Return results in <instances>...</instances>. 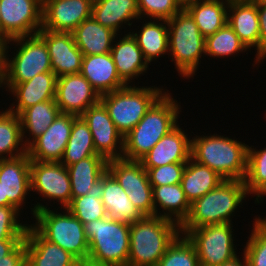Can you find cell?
<instances>
[{"mask_svg":"<svg viewBox=\"0 0 266 266\" xmlns=\"http://www.w3.org/2000/svg\"><path fill=\"white\" fill-rule=\"evenodd\" d=\"M169 90L145 113L140 122L124 137L123 156L139 161L153 146L178 124L181 102Z\"/></svg>","mask_w":266,"mask_h":266,"instance_id":"6da1fadb","label":"cell"},{"mask_svg":"<svg viewBox=\"0 0 266 266\" xmlns=\"http://www.w3.org/2000/svg\"><path fill=\"white\" fill-rule=\"evenodd\" d=\"M31 204V215L35 222L31 224L46 240L57 244L73 255L81 264H86L89 256V241L84 224L67 208H58L48 202ZM60 208V209H59ZM56 209V210H55ZM61 210L60 212H57ZM56 211V212H55ZM63 211V212H62Z\"/></svg>","mask_w":266,"mask_h":266,"instance_id":"7a4b0ae2","label":"cell"},{"mask_svg":"<svg viewBox=\"0 0 266 266\" xmlns=\"http://www.w3.org/2000/svg\"><path fill=\"white\" fill-rule=\"evenodd\" d=\"M236 137L217 133L191 139V158L208 166L225 180H243L247 173L248 145Z\"/></svg>","mask_w":266,"mask_h":266,"instance_id":"3957f363","label":"cell"},{"mask_svg":"<svg viewBox=\"0 0 266 266\" xmlns=\"http://www.w3.org/2000/svg\"><path fill=\"white\" fill-rule=\"evenodd\" d=\"M180 234V225L156 215L131 223L127 266H156Z\"/></svg>","mask_w":266,"mask_h":266,"instance_id":"277c9868","label":"cell"},{"mask_svg":"<svg viewBox=\"0 0 266 266\" xmlns=\"http://www.w3.org/2000/svg\"><path fill=\"white\" fill-rule=\"evenodd\" d=\"M248 196L243 180H224L191 204L189 216L180 226L181 234L205 225L233 223L235 211L243 208Z\"/></svg>","mask_w":266,"mask_h":266,"instance_id":"5b68a950","label":"cell"},{"mask_svg":"<svg viewBox=\"0 0 266 266\" xmlns=\"http://www.w3.org/2000/svg\"><path fill=\"white\" fill-rule=\"evenodd\" d=\"M89 241V266H127L130 224L109 216L84 224Z\"/></svg>","mask_w":266,"mask_h":266,"instance_id":"8992f818","label":"cell"},{"mask_svg":"<svg viewBox=\"0 0 266 266\" xmlns=\"http://www.w3.org/2000/svg\"><path fill=\"white\" fill-rule=\"evenodd\" d=\"M168 46L170 60L181 78H193L205 56L206 38L191 15L183 8L169 20ZM203 54V55H202ZM202 57V58H201Z\"/></svg>","mask_w":266,"mask_h":266,"instance_id":"52a82bcc","label":"cell"},{"mask_svg":"<svg viewBox=\"0 0 266 266\" xmlns=\"http://www.w3.org/2000/svg\"><path fill=\"white\" fill-rule=\"evenodd\" d=\"M167 91L161 86L127 85L100 96L115 127L125 137L151 106Z\"/></svg>","mask_w":266,"mask_h":266,"instance_id":"ba28073f","label":"cell"},{"mask_svg":"<svg viewBox=\"0 0 266 266\" xmlns=\"http://www.w3.org/2000/svg\"><path fill=\"white\" fill-rule=\"evenodd\" d=\"M4 44V84L24 83L38 74L52 72L47 46L38 34L13 38ZM10 45H15L12 52Z\"/></svg>","mask_w":266,"mask_h":266,"instance_id":"9c48e42d","label":"cell"},{"mask_svg":"<svg viewBox=\"0 0 266 266\" xmlns=\"http://www.w3.org/2000/svg\"><path fill=\"white\" fill-rule=\"evenodd\" d=\"M233 227L232 223L212 224L184 234L195 246L200 266H218L238 256Z\"/></svg>","mask_w":266,"mask_h":266,"instance_id":"30bf717a","label":"cell"},{"mask_svg":"<svg viewBox=\"0 0 266 266\" xmlns=\"http://www.w3.org/2000/svg\"><path fill=\"white\" fill-rule=\"evenodd\" d=\"M107 171L125 190L143 216H154L152 186L140 161L117 158L108 160Z\"/></svg>","mask_w":266,"mask_h":266,"instance_id":"8fae6325","label":"cell"},{"mask_svg":"<svg viewBox=\"0 0 266 266\" xmlns=\"http://www.w3.org/2000/svg\"><path fill=\"white\" fill-rule=\"evenodd\" d=\"M39 0H0V41L37 34L42 28Z\"/></svg>","mask_w":266,"mask_h":266,"instance_id":"7c38bea8","label":"cell"},{"mask_svg":"<svg viewBox=\"0 0 266 266\" xmlns=\"http://www.w3.org/2000/svg\"><path fill=\"white\" fill-rule=\"evenodd\" d=\"M31 192L42 196L40 201L58 202L61 208H66L71 202V184L66 166L60 162H40L31 160L30 163ZM44 198V200H43ZM57 201V202H55Z\"/></svg>","mask_w":266,"mask_h":266,"instance_id":"4fadbf2b","label":"cell"},{"mask_svg":"<svg viewBox=\"0 0 266 266\" xmlns=\"http://www.w3.org/2000/svg\"><path fill=\"white\" fill-rule=\"evenodd\" d=\"M81 117L92 133L96 153L106 160L122 158L124 137L115 127L104 104L99 101L89 107Z\"/></svg>","mask_w":266,"mask_h":266,"instance_id":"5bb4252c","label":"cell"},{"mask_svg":"<svg viewBox=\"0 0 266 266\" xmlns=\"http://www.w3.org/2000/svg\"><path fill=\"white\" fill-rule=\"evenodd\" d=\"M93 0H46L42 9V28L72 33L91 17Z\"/></svg>","mask_w":266,"mask_h":266,"instance_id":"9a60e30c","label":"cell"},{"mask_svg":"<svg viewBox=\"0 0 266 266\" xmlns=\"http://www.w3.org/2000/svg\"><path fill=\"white\" fill-rule=\"evenodd\" d=\"M56 103L61 113L81 116L89 107L100 101L99 93L81 74L57 77Z\"/></svg>","mask_w":266,"mask_h":266,"instance_id":"2e32d148","label":"cell"},{"mask_svg":"<svg viewBox=\"0 0 266 266\" xmlns=\"http://www.w3.org/2000/svg\"><path fill=\"white\" fill-rule=\"evenodd\" d=\"M76 117L74 114L60 113L47 130L27 147L30 160L60 162Z\"/></svg>","mask_w":266,"mask_h":266,"instance_id":"e0dca14e","label":"cell"},{"mask_svg":"<svg viewBox=\"0 0 266 266\" xmlns=\"http://www.w3.org/2000/svg\"><path fill=\"white\" fill-rule=\"evenodd\" d=\"M37 34L45 41L52 72L57 77L81 72L84 55L75 44L72 33L41 29Z\"/></svg>","mask_w":266,"mask_h":266,"instance_id":"ac0fdd59","label":"cell"},{"mask_svg":"<svg viewBox=\"0 0 266 266\" xmlns=\"http://www.w3.org/2000/svg\"><path fill=\"white\" fill-rule=\"evenodd\" d=\"M30 163L27 153L0 160V182L3 184L4 198H8L9 206L20 212L26 206V198L31 191Z\"/></svg>","mask_w":266,"mask_h":266,"instance_id":"d6986e66","label":"cell"},{"mask_svg":"<svg viewBox=\"0 0 266 266\" xmlns=\"http://www.w3.org/2000/svg\"><path fill=\"white\" fill-rule=\"evenodd\" d=\"M227 23L250 52L257 50L252 66H259L258 0H229Z\"/></svg>","mask_w":266,"mask_h":266,"instance_id":"ffe728a7","label":"cell"},{"mask_svg":"<svg viewBox=\"0 0 266 266\" xmlns=\"http://www.w3.org/2000/svg\"><path fill=\"white\" fill-rule=\"evenodd\" d=\"M178 124L164 135L139 161L145 169L170 163H187L191 158V137Z\"/></svg>","mask_w":266,"mask_h":266,"instance_id":"44dd1931","label":"cell"},{"mask_svg":"<svg viewBox=\"0 0 266 266\" xmlns=\"http://www.w3.org/2000/svg\"><path fill=\"white\" fill-rule=\"evenodd\" d=\"M57 76L54 72L38 74L29 81L19 84H4L7 93L14 96L8 110L19 115L37 103L55 99ZM16 103V104H15Z\"/></svg>","mask_w":266,"mask_h":266,"instance_id":"7402d4cb","label":"cell"},{"mask_svg":"<svg viewBox=\"0 0 266 266\" xmlns=\"http://www.w3.org/2000/svg\"><path fill=\"white\" fill-rule=\"evenodd\" d=\"M124 31V35L121 33L115 37L110 54L119 77L127 85H131L132 82L135 85L133 80L144 76L148 72L150 64L144 58L136 40L128 32L129 30Z\"/></svg>","mask_w":266,"mask_h":266,"instance_id":"603a6c76","label":"cell"},{"mask_svg":"<svg viewBox=\"0 0 266 266\" xmlns=\"http://www.w3.org/2000/svg\"><path fill=\"white\" fill-rule=\"evenodd\" d=\"M27 266H79L81 263L63 248L46 240L31 224L25 235Z\"/></svg>","mask_w":266,"mask_h":266,"instance_id":"cb8c5ba5","label":"cell"},{"mask_svg":"<svg viewBox=\"0 0 266 266\" xmlns=\"http://www.w3.org/2000/svg\"><path fill=\"white\" fill-rule=\"evenodd\" d=\"M80 73L100 96L127 86L119 77L110 53L84 55Z\"/></svg>","mask_w":266,"mask_h":266,"instance_id":"d4e9b609","label":"cell"},{"mask_svg":"<svg viewBox=\"0 0 266 266\" xmlns=\"http://www.w3.org/2000/svg\"><path fill=\"white\" fill-rule=\"evenodd\" d=\"M91 16L117 34L140 21L137 0H93Z\"/></svg>","mask_w":266,"mask_h":266,"instance_id":"484cf974","label":"cell"},{"mask_svg":"<svg viewBox=\"0 0 266 266\" xmlns=\"http://www.w3.org/2000/svg\"><path fill=\"white\" fill-rule=\"evenodd\" d=\"M152 196L154 215L169 219L180 226L188 218L191 204L186 199L181 183L152 186Z\"/></svg>","mask_w":266,"mask_h":266,"instance_id":"4316f807","label":"cell"},{"mask_svg":"<svg viewBox=\"0 0 266 266\" xmlns=\"http://www.w3.org/2000/svg\"><path fill=\"white\" fill-rule=\"evenodd\" d=\"M140 20H143L141 28L134 31L129 29V33L136 40L144 58L151 65V62H156L159 57L169 54L168 24L167 20L163 19L140 18Z\"/></svg>","mask_w":266,"mask_h":266,"instance_id":"83f0119b","label":"cell"},{"mask_svg":"<svg viewBox=\"0 0 266 266\" xmlns=\"http://www.w3.org/2000/svg\"><path fill=\"white\" fill-rule=\"evenodd\" d=\"M102 202L107 216L127 224L135 223L143 217L132 204L125 190L108 172L103 175Z\"/></svg>","mask_w":266,"mask_h":266,"instance_id":"f1b7e54d","label":"cell"},{"mask_svg":"<svg viewBox=\"0 0 266 266\" xmlns=\"http://www.w3.org/2000/svg\"><path fill=\"white\" fill-rule=\"evenodd\" d=\"M72 34L83 55L110 53L113 41L119 35L99 24L92 16L75 28Z\"/></svg>","mask_w":266,"mask_h":266,"instance_id":"f546056e","label":"cell"},{"mask_svg":"<svg viewBox=\"0 0 266 266\" xmlns=\"http://www.w3.org/2000/svg\"><path fill=\"white\" fill-rule=\"evenodd\" d=\"M60 113L55 99L37 103L23 110L19 114V119L24 145L28 147L37 137L44 133Z\"/></svg>","mask_w":266,"mask_h":266,"instance_id":"4dcf8cb0","label":"cell"},{"mask_svg":"<svg viewBox=\"0 0 266 266\" xmlns=\"http://www.w3.org/2000/svg\"><path fill=\"white\" fill-rule=\"evenodd\" d=\"M224 180L208 166L190 158L183 171L181 186L186 199L192 204L196 199L218 187Z\"/></svg>","mask_w":266,"mask_h":266,"instance_id":"1f68e13d","label":"cell"},{"mask_svg":"<svg viewBox=\"0 0 266 266\" xmlns=\"http://www.w3.org/2000/svg\"><path fill=\"white\" fill-rule=\"evenodd\" d=\"M229 0H198L184 9L194 19L200 33L206 38L227 23Z\"/></svg>","mask_w":266,"mask_h":266,"instance_id":"d6a6232c","label":"cell"},{"mask_svg":"<svg viewBox=\"0 0 266 266\" xmlns=\"http://www.w3.org/2000/svg\"><path fill=\"white\" fill-rule=\"evenodd\" d=\"M107 164L108 160L97 154L66 167L70 177L72 198L86 195L93 184L106 173Z\"/></svg>","mask_w":266,"mask_h":266,"instance_id":"836d02e7","label":"cell"},{"mask_svg":"<svg viewBox=\"0 0 266 266\" xmlns=\"http://www.w3.org/2000/svg\"><path fill=\"white\" fill-rule=\"evenodd\" d=\"M97 155L92 133L81 116L74 119L70 137L60 163L68 167L80 160Z\"/></svg>","mask_w":266,"mask_h":266,"instance_id":"e575fe53","label":"cell"},{"mask_svg":"<svg viewBox=\"0 0 266 266\" xmlns=\"http://www.w3.org/2000/svg\"><path fill=\"white\" fill-rule=\"evenodd\" d=\"M27 153L22 140L19 115L7 108L0 110V160L15 158Z\"/></svg>","mask_w":266,"mask_h":266,"instance_id":"d590c367","label":"cell"},{"mask_svg":"<svg viewBox=\"0 0 266 266\" xmlns=\"http://www.w3.org/2000/svg\"><path fill=\"white\" fill-rule=\"evenodd\" d=\"M249 146L247 149V173L244 179L248 195L255 198V204H261L266 195V147L256 149ZM254 195V196H253Z\"/></svg>","mask_w":266,"mask_h":266,"instance_id":"8d00e7d4","label":"cell"},{"mask_svg":"<svg viewBox=\"0 0 266 266\" xmlns=\"http://www.w3.org/2000/svg\"><path fill=\"white\" fill-rule=\"evenodd\" d=\"M103 176L93 184L92 188L84 196L71 198L66 207L83 224L102 219L107 216L102 202Z\"/></svg>","mask_w":266,"mask_h":266,"instance_id":"74e56055","label":"cell"},{"mask_svg":"<svg viewBox=\"0 0 266 266\" xmlns=\"http://www.w3.org/2000/svg\"><path fill=\"white\" fill-rule=\"evenodd\" d=\"M249 51L246 46L240 41L234 30L226 23L222 28L214 34L206 37L205 55L208 57L225 58L238 53ZM216 57V58H215Z\"/></svg>","mask_w":266,"mask_h":266,"instance_id":"f35d334b","label":"cell"},{"mask_svg":"<svg viewBox=\"0 0 266 266\" xmlns=\"http://www.w3.org/2000/svg\"><path fill=\"white\" fill-rule=\"evenodd\" d=\"M156 266H200L193 243L180 234L168 247Z\"/></svg>","mask_w":266,"mask_h":266,"instance_id":"ab89813d","label":"cell"},{"mask_svg":"<svg viewBox=\"0 0 266 266\" xmlns=\"http://www.w3.org/2000/svg\"><path fill=\"white\" fill-rule=\"evenodd\" d=\"M251 234L243 250L249 266H266V227L253 218Z\"/></svg>","mask_w":266,"mask_h":266,"instance_id":"60d3db41","label":"cell"},{"mask_svg":"<svg viewBox=\"0 0 266 266\" xmlns=\"http://www.w3.org/2000/svg\"><path fill=\"white\" fill-rule=\"evenodd\" d=\"M137 6L141 19L169 20L183 9L178 0H137Z\"/></svg>","mask_w":266,"mask_h":266,"instance_id":"b9f144b4","label":"cell"},{"mask_svg":"<svg viewBox=\"0 0 266 266\" xmlns=\"http://www.w3.org/2000/svg\"><path fill=\"white\" fill-rule=\"evenodd\" d=\"M20 214L15 207L0 206V241L25 238L29 224L27 221L20 223Z\"/></svg>","mask_w":266,"mask_h":266,"instance_id":"7bdbcfd3","label":"cell"},{"mask_svg":"<svg viewBox=\"0 0 266 266\" xmlns=\"http://www.w3.org/2000/svg\"><path fill=\"white\" fill-rule=\"evenodd\" d=\"M186 163H170L145 169L151 186H163L181 183Z\"/></svg>","mask_w":266,"mask_h":266,"instance_id":"ee69618b","label":"cell"},{"mask_svg":"<svg viewBox=\"0 0 266 266\" xmlns=\"http://www.w3.org/2000/svg\"><path fill=\"white\" fill-rule=\"evenodd\" d=\"M259 61L266 58V0H258Z\"/></svg>","mask_w":266,"mask_h":266,"instance_id":"f6af8a7d","label":"cell"},{"mask_svg":"<svg viewBox=\"0 0 266 266\" xmlns=\"http://www.w3.org/2000/svg\"><path fill=\"white\" fill-rule=\"evenodd\" d=\"M0 266H27L25 240H23L10 254L0 259Z\"/></svg>","mask_w":266,"mask_h":266,"instance_id":"bcb514c9","label":"cell"},{"mask_svg":"<svg viewBox=\"0 0 266 266\" xmlns=\"http://www.w3.org/2000/svg\"><path fill=\"white\" fill-rule=\"evenodd\" d=\"M24 239H7L0 241V259L10 254Z\"/></svg>","mask_w":266,"mask_h":266,"instance_id":"7dc6e473","label":"cell"},{"mask_svg":"<svg viewBox=\"0 0 266 266\" xmlns=\"http://www.w3.org/2000/svg\"><path fill=\"white\" fill-rule=\"evenodd\" d=\"M4 66H5V44L0 41V88L5 89L4 86Z\"/></svg>","mask_w":266,"mask_h":266,"instance_id":"c3c4849f","label":"cell"},{"mask_svg":"<svg viewBox=\"0 0 266 266\" xmlns=\"http://www.w3.org/2000/svg\"><path fill=\"white\" fill-rule=\"evenodd\" d=\"M240 255L236 256L233 260L226 262L224 264L218 265V266H249L247 259L245 257V255H241V257L239 258Z\"/></svg>","mask_w":266,"mask_h":266,"instance_id":"681fc988","label":"cell"},{"mask_svg":"<svg viewBox=\"0 0 266 266\" xmlns=\"http://www.w3.org/2000/svg\"><path fill=\"white\" fill-rule=\"evenodd\" d=\"M0 206H9L8 198H4L3 184L0 182Z\"/></svg>","mask_w":266,"mask_h":266,"instance_id":"f907efd6","label":"cell"},{"mask_svg":"<svg viewBox=\"0 0 266 266\" xmlns=\"http://www.w3.org/2000/svg\"><path fill=\"white\" fill-rule=\"evenodd\" d=\"M198 0H178V2L182 5V7L184 8L186 5H188L189 3L195 2Z\"/></svg>","mask_w":266,"mask_h":266,"instance_id":"816d5d0a","label":"cell"},{"mask_svg":"<svg viewBox=\"0 0 266 266\" xmlns=\"http://www.w3.org/2000/svg\"><path fill=\"white\" fill-rule=\"evenodd\" d=\"M263 226L266 227V216L261 217L260 215L257 217L256 215L254 216Z\"/></svg>","mask_w":266,"mask_h":266,"instance_id":"f5cc1de1","label":"cell"},{"mask_svg":"<svg viewBox=\"0 0 266 266\" xmlns=\"http://www.w3.org/2000/svg\"><path fill=\"white\" fill-rule=\"evenodd\" d=\"M79 266H89V265H87V264H80Z\"/></svg>","mask_w":266,"mask_h":266,"instance_id":"db71d44e","label":"cell"}]
</instances>
